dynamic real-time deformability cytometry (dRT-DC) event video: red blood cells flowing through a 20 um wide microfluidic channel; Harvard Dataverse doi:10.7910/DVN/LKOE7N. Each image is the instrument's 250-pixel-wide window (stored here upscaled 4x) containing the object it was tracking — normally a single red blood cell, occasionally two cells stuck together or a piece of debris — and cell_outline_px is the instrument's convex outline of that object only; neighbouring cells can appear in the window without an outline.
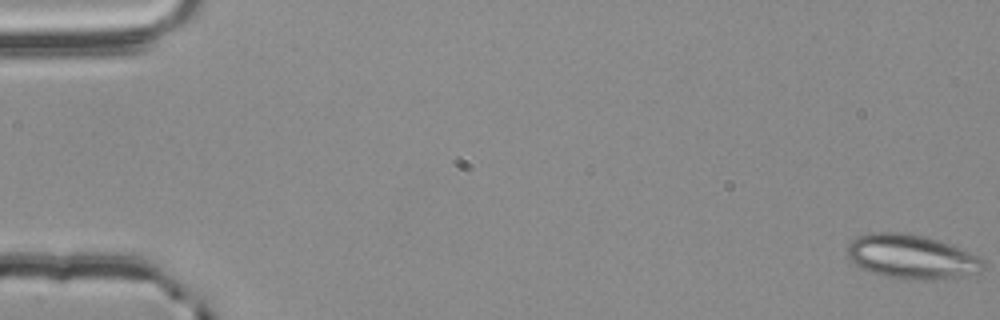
{"species": "common noctule bat (a hibernating species)", "species_latin": "Nyctalus noctula", "temperature_condition": "room temperature", "stored_images_in_passage": 56, "segment_of_instrument_passage": [1, 2], "camera_frame_rate_fps": 3000, "um_per_image_px": 0.085, "animal": {"sex": "male", "body_mass_g": 20.4}, "frame": {"image": 1, "passage_image": 1, "time_ms": 0.0, "image_size_px": [1000, 320], "cell_outline_px": [[984, 268], [980, 272], [944, 280], [900, 280], [868, 272], [856, 264], [848, 256], [848, 244], [856, 236], [868, 232], [904, 232], [924, 236], [940, 240], [952, 244], [980, 256], [984, 260]], "centroid_in_image_um": [77.52, 21.83], "position_along_channel_um": 7.5, "area_um2": 35.84}}